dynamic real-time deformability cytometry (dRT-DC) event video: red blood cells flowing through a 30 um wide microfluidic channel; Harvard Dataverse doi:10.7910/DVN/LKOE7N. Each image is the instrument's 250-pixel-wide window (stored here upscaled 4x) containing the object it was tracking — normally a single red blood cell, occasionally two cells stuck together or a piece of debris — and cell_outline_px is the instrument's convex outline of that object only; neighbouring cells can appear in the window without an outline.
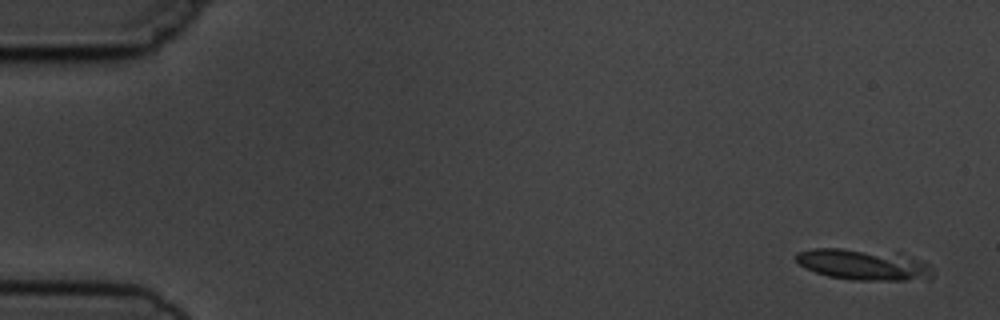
{"species": "common noctule bat (a hibernating species)", "species_latin": "Nyctalus noctula", "temperature_condition": "cold", "stored_images_in_passage": 4, "camera_frame_rate_fps": 3000, "um_per_image_px": 0.085, "animal": {"sex": "male", "body_mass_g": 19.5, "forearm_length_mm": 54.6}, "frame": {"image": 1, "passage_image": 1, "time_ms": 0.0, "image_size_px": [1000, 320], "cell_outline_px": [[936, 272], [928, 280], [852, 280], [828, 276], [816, 272], [800, 264], [796, 260], [796, 252], [812, 248], [840, 248], [904, 252], [920, 260], [932, 268]], "centroid_in_image_um": [73.49, 22.47], "position_along_channel_um": 11.5, "area_um2": 25.26}}